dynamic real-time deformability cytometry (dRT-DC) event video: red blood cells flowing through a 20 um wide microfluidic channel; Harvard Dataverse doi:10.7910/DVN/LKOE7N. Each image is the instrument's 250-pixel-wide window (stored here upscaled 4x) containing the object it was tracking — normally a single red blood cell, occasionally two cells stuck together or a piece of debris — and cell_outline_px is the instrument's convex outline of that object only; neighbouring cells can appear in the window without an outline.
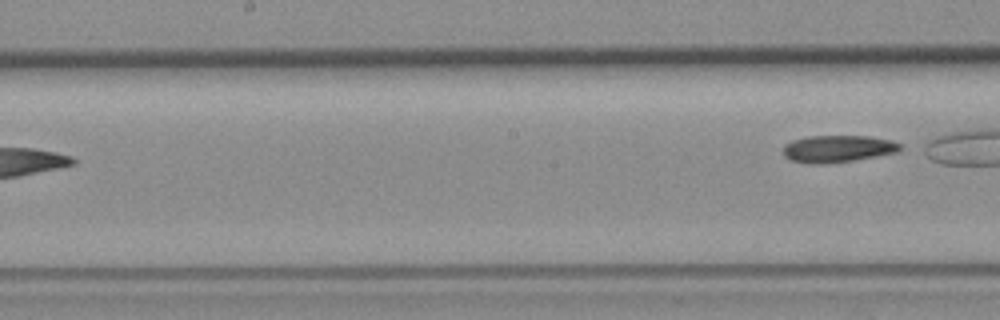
{"species": "common noctule bat (a hibernating species)", "species_latin": "Nyctalus noctula", "temperature_condition": "room temperature", "stored_images_in_passage": 9, "segment_of_instrument_passage": [2, 2], "camera_frame_rate_fps": 3000, "um_per_image_px": 0.085, "animal": {"sex": "female", "body_mass_g": 19.3, "forearm_length_mm": 54.1}, "frame": {"image": 1, "passage_image": 9, "time_ms": 9.333, "image_size_px": [1000, 320], "cell_outline_px": [[900, 148], [896, 152], [876, 156], [852, 160], [824, 164], [808, 164], [792, 160], [784, 156], [784, 144], [792, 140], [808, 136], [868, 136], [892, 140], [900, 144]], "centroid_in_image_um": [71.17, 12.64], "position_along_channel_um": 177.0, "area_um2": 18.32}}